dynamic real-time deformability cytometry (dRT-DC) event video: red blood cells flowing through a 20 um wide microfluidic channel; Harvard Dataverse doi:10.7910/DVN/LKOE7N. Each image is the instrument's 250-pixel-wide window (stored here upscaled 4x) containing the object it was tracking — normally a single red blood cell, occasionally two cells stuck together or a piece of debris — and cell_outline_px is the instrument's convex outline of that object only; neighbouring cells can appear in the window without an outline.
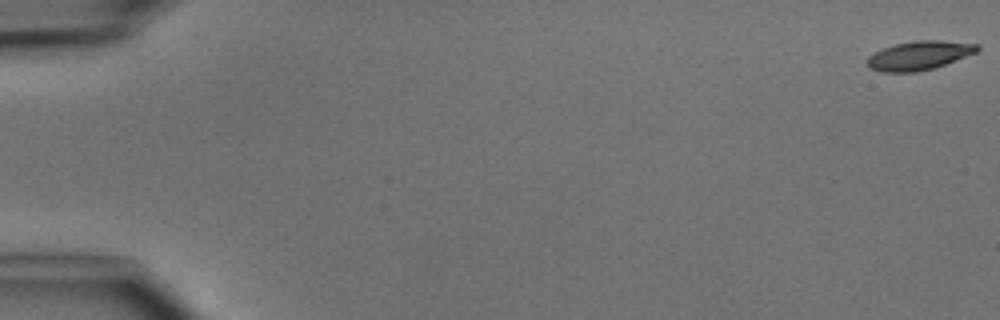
{"species": "common noctule bat (a hibernating species)", "species_latin": "Nyctalus noctula", "temperature_condition": "cold", "stored_images_in_passage": 5, "camera_frame_rate_fps": 3000, "um_per_image_px": 0.085, "animal": {"sex": "male", "body_mass_g": 15.6}, "frame": {"image": 1, "passage_image": 1, "time_ms": 0.0, "image_size_px": [1000, 320], "cell_outline_px": [[980, 48], [976, 52], [944, 64], [932, 68], [916, 72], [880, 72], [868, 68], [868, 56], [884, 48], [896, 44], [916, 40], [940, 40], [980, 44]], "centroid_in_image_um": [78.12, 4.71], "position_along_channel_um": 6.9, "area_um2": 18.32}}
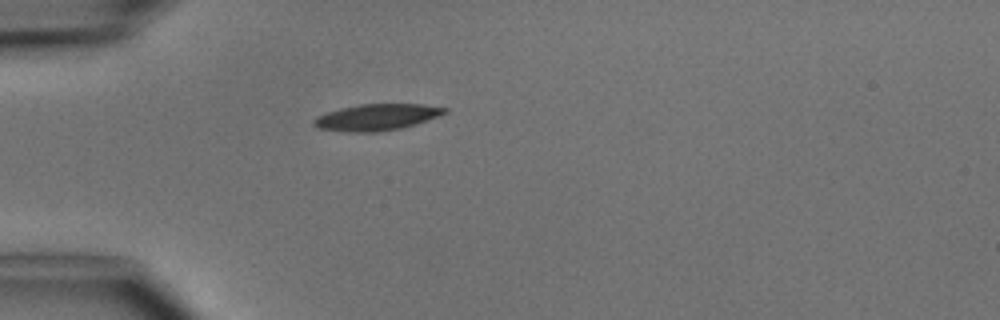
{"frame": {"image": 2, "passage_image": 5, "time_ms": 4.667, "image_size_px": [1000, 320], "cell_outline_px": [[448, 112], [440, 116], [416, 124], [400, 128], [380, 132], [344, 132], [320, 128], [312, 124], [312, 120], [316, 116], [340, 108], [360, 104], [424, 104], [448, 108]], "centroid_in_image_um": [32.04, 9.96], "position_along_channel_um": 53.0, "area_um2": 20.29}}